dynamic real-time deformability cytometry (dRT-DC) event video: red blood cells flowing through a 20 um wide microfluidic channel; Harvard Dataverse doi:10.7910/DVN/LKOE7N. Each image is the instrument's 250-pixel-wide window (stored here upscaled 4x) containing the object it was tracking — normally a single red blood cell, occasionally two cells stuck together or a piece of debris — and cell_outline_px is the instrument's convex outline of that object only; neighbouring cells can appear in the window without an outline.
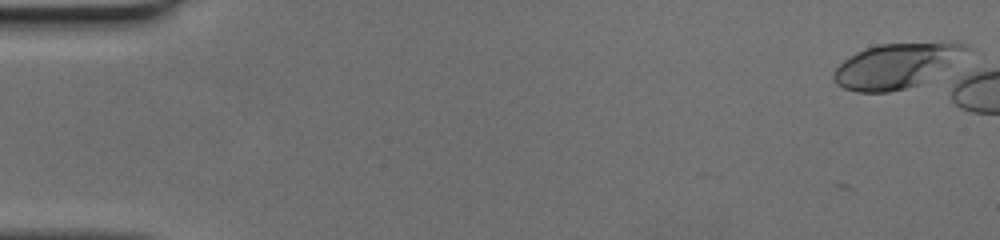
{"species": "human", "species_latin": "Homo sapiens", "temperature_condition": "cold", "stored_images_in_passage": 1, "camera_frame_rate_fps": 3000, "um_per_image_px": 0.085, "donor": {"sex": "female"}, "frame": {"image": 1, "passage_image": 1, "time_ms": 0.0, "image_size_px": [1000, 240], "cell_outline_px": [[968, 48], [948, 68], [920, 84], [888, 92], [856, 92], [844, 88], [836, 84], [832, 80], [832, 72], [844, 60], [856, 52], [880, 44], [968, 44]], "centroid_in_image_um": [76.07, 5.63], "position_along_channel_um": 8.9, "area_um2": 33.64}}